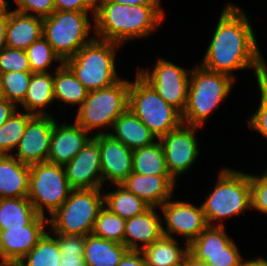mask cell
<instances>
[{
	"mask_svg": "<svg viewBox=\"0 0 267 266\" xmlns=\"http://www.w3.org/2000/svg\"><path fill=\"white\" fill-rule=\"evenodd\" d=\"M202 62L206 70L235 78V70L252 69L257 83L267 80V64L257 44L253 26L238 5L223 8Z\"/></svg>",
	"mask_w": 267,
	"mask_h": 266,
	"instance_id": "cell-1",
	"label": "cell"
},
{
	"mask_svg": "<svg viewBox=\"0 0 267 266\" xmlns=\"http://www.w3.org/2000/svg\"><path fill=\"white\" fill-rule=\"evenodd\" d=\"M165 13L160 5H131L97 2L94 15L95 37L123 45L144 38L159 28Z\"/></svg>",
	"mask_w": 267,
	"mask_h": 266,
	"instance_id": "cell-2",
	"label": "cell"
},
{
	"mask_svg": "<svg viewBox=\"0 0 267 266\" xmlns=\"http://www.w3.org/2000/svg\"><path fill=\"white\" fill-rule=\"evenodd\" d=\"M201 206L208 226L223 227L222 220L245 214L252 209L250 174L223 167L214 189Z\"/></svg>",
	"mask_w": 267,
	"mask_h": 266,
	"instance_id": "cell-3",
	"label": "cell"
},
{
	"mask_svg": "<svg viewBox=\"0 0 267 266\" xmlns=\"http://www.w3.org/2000/svg\"><path fill=\"white\" fill-rule=\"evenodd\" d=\"M234 82L235 79L229 75L206 70L201 65L193 67L182 122L192 126H203L205 120L230 94Z\"/></svg>",
	"mask_w": 267,
	"mask_h": 266,
	"instance_id": "cell-4",
	"label": "cell"
},
{
	"mask_svg": "<svg viewBox=\"0 0 267 266\" xmlns=\"http://www.w3.org/2000/svg\"><path fill=\"white\" fill-rule=\"evenodd\" d=\"M120 46L95 37L64 63L89 92L104 89L121 79L115 67V54Z\"/></svg>",
	"mask_w": 267,
	"mask_h": 266,
	"instance_id": "cell-5",
	"label": "cell"
},
{
	"mask_svg": "<svg viewBox=\"0 0 267 266\" xmlns=\"http://www.w3.org/2000/svg\"><path fill=\"white\" fill-rule=\"evenodd\" d=\"M104 206L101 188L73 189L68 199L48 218L50 230L63 235L87 236Z\"/></svg>",
	"mask_w": 267,
	"mask_h": 266,
	"instance_id": "cell-6",
	"label": "cell"
},
{
	"mask_svg": "<svg viewBox=\"0 0 267 266\" xmlns=\"http://www.w3.org/2000/svg\"><path fill=\"white\" fill-rule=\"evenodd\" d=\"M128 108L159 139L179 127L182 114L169 105L138 73L130 82Z\"/></svg>",
	"mask_w": 267,
	"mask_h": 266,
	"instance_id": "cell-7",
	"label": "cell"
},
{
	"mask_svg": "<svg viewBox=\"0 0 267 266\" xmlns=\"http://www.w3.org/2000/svg\"><path fill=\"white\" fill-rule=\"evenodd\" d=\"M130 81L120 79L114 85L90 91L82 105L76 109L75 122L89 133L110 127L128 109Z\"/></svg>",
	"mask_w": 267,
	"mask_h": 266,
	"instance_id": "cell-8",
	"label": "cell"
},
{
	"mask_svg": "<svg viewBox=\"0 0 267 266\" xmlns=\"http://www.w3.org/2000/svg\"><path fill=\"white\" fill-rule=\"evenodd\" d=\"M88 13L55 10L43 18L42 36L63 62L95 38V35L89 36L92 33Z\"/></svg>",
	"mask_w": 267,
	"mask_h": 266,
	"instance_id": "cell-9",
	"label": "cell"
},
{
	"mask_svg": "<svg viewBox=\"0 0 267 266\" xmlns=\"http://www.w3.org/2000/svg\"><path fill=\"white\" fill-rule=\"evenodd\" d=\"M29 167L27 197L39 215L45 216V209L51 215L68 199L73 190L64 167L48 161L31 164Z\"/></svg>",
	"mask_w": 267,
	"mask_h": 266,
	"instance_id": "cell-10",
	"label": "cell"
},
{
	"mask_svg": "<svg viewBox=\"0 0 267 266\" xmlns=\"http://www.w3.org/2000/svg\"><path fill=\"white\" fill-rule=\"evenodd\" d=\"M152 69L153 70L150 68L146 70L137 69V73L149 83L169 105L182 114L187 104L191 69L186 70L164 58H158Z\"/></svg>",
	"mask_w": 267,
	"mask_h": 266,
	"instance_id": "cell-11",
	"label": "cell"
},
{
	"mask_svg": "<svg viewBox=\"0 0 267 266\" xmlns=\"http://www.w3.org/2000/svg\"><path fill=\"white\" fill-rule=\"evenodd\" d=\"M198 128L201 127L182 123L158 139L163 147L166 168L175 181L198 158L199 143L195 137Z\"/></svg>",
	"mask_w": 267,
	"mask_h": 266,
	"instance_id": "cell-12",
	"label": "cell"
},
{
	"mask_svg": "<svg viewBox=\"0 0 267 266\" xmlns=\"http://www.w3.org/2000/svg\"><path fill=\"white\" fill-rule=\"evenodd\" d=\"M159 208L166 224V228L162 227L164 236L174 238V234H179L190 244L208 226L201 205L196 207L190 202L168 199Z\"/></svg>",
	"mask_w": 267,
	"mask_h": 266,
	"instance_id": "cell-13",
	"label": "cell"
},
{
	"mask_svg": "<svg viewBox=\"0 0 267 266\" xmlns=\"http://www.w3.org/2000/svg\"><path fill=\"white\" fill-rule=\"evenodd\" d=\"M55 121L52 115H34L28 121L17 152L11 155L28 165L47 162Z\"/></svg>",
	"mask_w": 267,
	"mask_h": 266,
	"instance_id": "cell-14",
	"label": "cell"
},
{
	"mask_svg": "<svg viewBox=\"0 0 267 266\" xmlns=\"http://www.w3.org/2000/svg\"><path fill=\"white\" fill-rule=\"evenodd\" d=\"M66 178L73 189L102 188L103 176L98 141L92 138L64 166Z\"/></svg>",
	"mask_w": 267,
	"mask_h": 266,
	"instance_id": "cell-15",
	"label": "cell"
},
{
	"mask_svg": "<svg viewBox=\"0 0 267 266\" xmlns=\"http://www.w3.org/2000/svg\"><path fill=\"white\" fill-rule=\"evenodd\" d=\"M48 217L39 215L30 225L0 230V259L18 263L46 233Z\"/></svg>",
	"mask_w": 267,
	"mask_h": 266,
	"instance_id": "cell-16",
	"label": "cell"
},
{
	"mask_svg": "<svg viewBox=\"0 0 267 266\" xmlns=\"http://www.w3.org/2000/svg\"><path fill=\"white\" fill-rule=\"evenodd\" d=\"M100 149L103 183L120 185L133 172V150L110 134L92 135Z\"/></svg>",
	"mask_w": 267,
	"mask_h": 266,
	"instance_id": "cell-17",
	"label": "cell"
},
{
	"mask_svg": "<svg viewBox=\"0 0 267 266\" xmlns=\"http://www.w3.org/2000/svg\"><path fill=\"white\" fill-rule=\"evenodd\" d=\"M56 122L53 125L47 161L64 166L77 155L92 137L75 121L74 124H65L64 122L60 126Z\"/></svg>",
	"mask_w": 267,
	"mask_h": 266,
	"instance_id": "cell-18",
	"label": "cell"
},
{
	"mask_svg": "<svg viewBox=\"0 0 267 266\" xmlns=\"http://www.w3.org/2000/svg\"><path fill=\"white\" fill-rule=\"evenodd\" d=\"M175 183L170 175H140L132 172L122 185L150 207L159 208L172 198Z\"/></svg>",
	"mask_w": 267,
	"mask_h": 266,
	"instance_id": "cell-19",
	"label": "cell"
},
{
	"mask_svg": "<svg viewBox=\"0 0 267 266\" xmlns=\"http://www.w3.org/2000/svg\"><path fill=\"white\" fill-rule=\"evenodd\" d=\"M150 207L141 215L126 219L124 245L128 250L139 251L163 236L161 216ZM139 242L142 243L139 246Z\"/></svg>",
	"mask_w": 267,
	"mask_h": 266,
	"instance_id": "cell-20",
	"label": "cell"
},
{
	"mask_svg": "<svg viewBox=\"0 0 267 266\" xmlns=\"http://www.w3.org/2000/svg\"><path fill=\"white\" fill-rule=\"evenodd\" d=\"M112 131L102 130L96 134H110L131 150L151 145L157 141L155 140L157 137L129 108L114 121Z\"/></svg>",
	"mask_w": 267,
	"mask_h": 266,
	"instance_id": "cell-21",
	"label": "cell"
},
{
	"mask_svg": "<svg viewBox=\"0 0 267 266\" xmlns=\"http://www.w3.org/2000/svg\"><path fill=\"white\" fill-rule=\"evenodd\" d=\"M43 18L8 10L6 45L24 50L42 36Z\"/></svg>",
	"mask_w": 267,
	"mask_h": 266,
	"instance_id": "cell-22",
	"label": "cell"
},
{
	"mask_svg": "<svg viewBox=\"0 0 267 266\" xmlns=\"http://www.w3.org/2000/svg\"><path fill=\"white\" fill-rule=\"evenodd\" d=\"M30 167L12 155H0V198L27 197Z\"/></svg>",
	"mask_w": 267,
	"mask_h": 266,
	"instance_id": "cell-23",
	"label": "cell"
},
{
	"mask_svg": "<svg viewBox=\"0 0 267 266\" xmlns=\"http://www.w3.org/2000/svg\"><path fill=\"white\" fill-rule=\"evenodd\" d=\"M128 251L121 243L92 234L85 236L83 257L87 266H117Z\"/></svg>",
	"mask_w": 267,
	"mask_h": 266,
	"instance_id": "cell-24",
	"label": "cell"
},
{
	"mask_svg": "<svg viewBox=\"0 0 267 266\" xmlns=\"http://www.w3.org/2000/svg\"><path fill=\"white\" fill-rule=\"evenodd\" d=\"M56 101L53 90V73H32L22 107L33 115H52L46 107ZM45 108V109H44Z\"/></svg>",
	"mask_w": 267,
	"mask_h": 266,
	"instance_id": "cell-25",
	"label": "cell"
},
{
	"mask_svg": "<svg viewBox=\"0 0 267 266\" xmlns=\"http://www.w3.org/2000/svg\"><path fill=\"white\" fill-rule=\"evenodd\" d=\"M140 251L147 266H180L189 253V244L181 248L176 238L163 235Z\"/></svg>",
	"mask_w": 267,
	"mask_h": 266,
	"instance_id": "cell-26",
	"label": "cell"
},
{
	"mask_svg": "<svg viewBox=\"0 0 267 266\" xmlns=\"http://www.w3.org/2000/svg\"><path fill=\"white\" fill-rule=\"evenodd\" d=\"M55 68L56 73H53L54 99L80 107L89 91L65 63L59 64Z\"/></svg>",
	"mask_w": 267,
	"mask_h": 266,
	"instance_id": "cell-27",
	"label": "cell"
},
{
	"mask_svg": "<svg viewBox=\"0 0 267 266\" xmlns=\"http://www.w3.org/2000/svg\"><path fill=\"white\" fill-rule=\"evenodd\" d=\"M38 216L28 197L0 198V230L22 228Z\"/></svg>",
	"mask_w": 267,
	"mask_h": 266,
	"instance_id": "cell-28",
	"label": "cell"
},
{
	"mask_svg": "<svg viewBox=\"0 0 267 266\" xmlns=\"http://www.w3.org/2000/svg\"><path fill=\"white\" fill-rule=\"evenodd\" d=\"M114 186L116 190L103 193L104 206L111 212L126 220L141 215L150 208L147 203L129 192L122 184Z\"/></svg>",
	"mask_w": 267,
	"mask_h": 266,
	"instance_id": "cell-29",
	"label": "cell"
},
{
	"mask_svg": "<svg viewBox=\"0 0 267 266\" xmlns=\"http://www.w3.org/2000/svg\"><path fill=\"white\" fill-rule=\"evenodd\" d=\"M133 172L140 175H170L158 139L151 145L133 150Z\"/></svg>",
	"mask_w": 267,
	"mask_h": 266,
	"instance_id": "cell-30",
	"label": "cell"
},
{
	"mask_svg": "<svg viewBox=\"0 0 267 266\" xmlns=\"http://www.w3.org/2000/svg\"><path fill=\"white\" fill-rule=\"evenodd\" d=\"M60 259L61 250L57 239L46 232L18 264L19 266H59Z\"/></svg>",
	"mask_w": 267,
	"mask_h": 266,
	"instance_id": "cell-31",
	"label": "cell"
},
{
	"mask_svg": "<svg viewBox=\"0 0 267 266\" xmlns=\"http://www.w3.org/2000/svg\"><path fill=\"white\" fill-rule=\"evenodd\" d=\"M20 112L17 110L0 127V155H11V151L17 148L28 121L34 116L26 111Z\"/></svg>",
	"mask_w": 267,
	"mask_h": 266,
	"instance_id": "cell-32",
	"label": "cell"
},
{
	"mask_svg": "<svg viewBox=\"0 0 267 266\" xmlns=\"http://www.w3.org/2000/svg\"><path fill=\"white\" fill-rule=\"evenodd\" d=\"M225 226H207L199 236L189 244V253L226 252V246L232 241Z\"/></svg>",
	"mask_w": 267,
	"mask_h": 266,
	"instance_id": "cell-33",
	"label": "cell"
},
{
	"mask_svg": "<svg viewBox=\"0 0 267 266\" xmlns=\"http://www.w3.org/2000/svg\"><path fill=\"white\" fill-rule=\"evenodd\" d=\"M126 220L103 206L94 222L92 235L124 245Z\"/></svg>",
	"mask_w": 267,
	"mask_h": 266,
	"instance_id": "cell-34",
	"label": "cell"
},
{
	"mask_svg": "<svg viewBox=\"0 0 267 266\" xmlns=\"http://www.w3.org/2000/svg\"><path fill=\"white\" fill-rule=\"evenodd\" d=\"M54 234L61 250L59 266H87L83 257L85 236Z\"/></svg>",
	"mask_w": 267,
	"mask_h": 266,
	"instance_id": "cell-35",
	"label": "cell"
},
{
	"mask_svg": "<svg viewBox=\"0 0 267 266\" xmlns=\"http://www.w3.org/2000/svg\"><path fill=\"white\" fill-rule=\"evenodd\" d=\"M26 52L32 73L47 72L54 60L60 64L64 63L43 36L33 42Z\"/></svg>",
	"mask_w": 267,
	"mask_h": 266,
	"instance_id": "cell-36",
	"label": "cell"
},
{
	"mask_svg": "<svg viewBox=\"0 0 267 266\" xmlns=\"http://www.w3.org/2000/svg\"><path fill=\"white\" fill-rule=\"evenodd\" d=\"M2 82L4 87L5 99L21 104L24 101L28 86L31 80L32 72H7L2 73Z\"/></svg>",
	"mask_w": 267,
	"mask_h": 266,
	"instance_id": "cell-37",
	"label": "cell"
},
{
	"mask_svg": "<svg viewBox=\"0 0 267 266\" xmlns=\"http://www.w3.org/2000/svg\"><path fill=\"white\" fill-rule=\"evenodd\" d=\"M190 254L198 260L206 261L211 266H242L245 261L242 260L239 248L233 240L226 246V252Z\"/></svg>",
	"mask_w": 267,
	"mask_h": 266,
	"instance_id": "cell-38",
	"label": "cell"
},
{
	"mask_svg": "<svg viewBox=\"0 0 267 266\" xmlns=\"http://www.w3.org/2000/svg\"><path fill=\"white\" fill-rule=\"evenodd\" d=\"M31 72L27 52L5 47L0 51V73Z\"/></svg>",
	"mask_w": 267,
	"mask_h": 266,
	"instance_id": "cell-39",
	"label": "cell"
},
{
	"mask_svg": "<svg viewBox=\"0 0 267 266\" xmlns=\"http://www.w3.org/2000/svg\"><path fill=\"white\" fill-rule=\"evenodd\" d=\"M251 208L267 215V169L262 175L250 174Z\"/></svg>",
	"mask_w": 267,
	"mask_h": 266,
	"instance_id": "cell-40",
	"label": "cell"
},
{
	"mask_svg": "<svg viewBox=\"0 0 267 266\" xmlns=\"http://www.w3.org/2000/svg\"><path fill=\"white\" fill-rule=\"evenodd\" d=\"M260 90V104L256 112L247 118V124L250 129L259 132L267 139V80L258 83Z\"/></svg>",
	"mask_w": 267,
	"mask_h": 266,
	"instance_id": "cell-41",
	"label": "cell"
},
{
	"mask_svg": "<svg viewBox=\"0 0 267 266\" xmlns=\"http://www.w3.org/2000/svg\"><path fill=\"white\" fill-rule=\"evenodd\" d=\"M15 11L41 18L51 16L55 11L54 0H14ZM30 12V13H29ZM34 12V13H33Z\"/></svg>",
	"mask_w": 267,
	"mask_h": 266,
	"instance_id": "cell-42",
	"label": "cell"
},
{
	"mask_svg": "<svg viewBox=\"0 0 267 266\" xmlns=\"http://www.w3.org/2000/svg\"><path fill=\"white\" fill-rule=\"evenodd\" d=\"M98 0H54L55 10L57 11H77L92 12V20L97 7Z\"/></svg>",
	"mask_w": 267,
	"mask_h": 266,
	"instance_id": "cell-43",
	"label": "cell"
},
{
	"mask_svg": "<svg viewBox=\"0 0 267 266\" xmlns=\"http://www.w3.org/2000/svg\"><path fill=\"white\" fill-rule=\"evenodd\" d=\"M117 266H147L142 252L129 250Z\"/></svg>",
	"mask_w": 267,
	"mask_h": 266,
	"instance_id": "cell-44",
	"label": "cell"
},
{
	"mask_svg": "<svg viewBox=\"0 0 267 266\" xmlns=\"http://www.w3.org/2000/svg\"><path fill=\"white\" fill-rule=\"evenodd\" d=\"M15 103L0 99V127L18 110Z\"/></svg>",
	"mask_w": 267,
	"mask_h": 266,
	"instance_id": "cell-45",
	"label": "cell"
},
{
	"mask_svg": "<svg viewBox=\"0 0 267 266\" xmlns=\"http://www.w3.org/2000/svg\"><path fill=\"white\" fill-rule=\"evenodd\" d=\"M161 0H98L97 2H113L118 4L134 5H160Z\"/></svg>",
	"mask_w": 267,
	"mask_h": 266,
	"instance_id": "cell-46",
	"label": "cell"
},
{
	"mask_svg": "<svg viewBox=\"0 0 267 266\" xmlns=\"http://www.w3.org/2000/svg\"><path fill=\"white\" fill-rule=\"evenodd\" d=\"M8 25V11L0 16V51L7 47L6 45V31Z\"/></svg>",
	"mask_w": 267,
	"mask_h": 266,
	"instance_id": "cell-47",
	"label": "cell"
},
{
	"mask_svg": "<svg viewBox=\"0 0 267 266\" xmlns=\"http://www.w3.org/2000/svg\"><path fill=\"white\" fill-rule=\"evenodd\" d=\"M184 264L185 266H211L206 261H201V260L196 259L190 253L186 255Z\"/></svg>",
	"mask_w": 267,
	"mask_h": 266,
	"instance_id": "cell-48",
	"label": "cell"
},
{
	"mask_svg": "<svg viewBox=\"0 0 267 266\" xmlns=\"http://www.w3.org/2000/svg\"><path fill=\"white\" fill-rule=\"evenodd\" d=\"M242 266H267V260L258 256L256 258L245 260Z\"/></svg>",
	"mask_w": 267,
	"mask_h": 266,
	"instance_id": "cell-49",
	"label": "cell"
},
{
	"mask_svg": "<svg viewBox=\"0 0 267 266\" xmlns=\"http://www.w3.org/2000/svg\"><path fill=\"white\" fill-rule=\"evenodd\" d=\"M9 2L6 0H0V16H3L9 9Z\"/></svg>",
	"mask_w": 267,
	"mask_h": 266,
	"instance_id": "cell-50",
	"label": "cell"
},
{
	"mask_svg": "<svg viewBox=\"0 0 267 266\" xmlns=\"http://www.w3.org/2000/svg\"><path fill=\"white\" fill-rule=\"evenodd\" d=\"M5 98V95H4V87H3V82H2V76H1V73H0V99H3Z\"/></svg>",
	"mask_w": 267,
	"mask_h": 266,
	"instance_id": "cell-51",
	"label": "cell"
},
{
	"mask_svg": "<svg viewBox=\"0 0 267 266\" xmlns=\"http://www.w3.org/2000/svg\"><path fill=\"white\" fill-rule=\"evenodd\" d=\"M0 266H19V264L18 263L0 261Z\"/></svg>",
	"mask_w": 267,
	"mask_h": 266,
	"instance_id": "cell-52",
	"label": "cell"
}]
</instances>
